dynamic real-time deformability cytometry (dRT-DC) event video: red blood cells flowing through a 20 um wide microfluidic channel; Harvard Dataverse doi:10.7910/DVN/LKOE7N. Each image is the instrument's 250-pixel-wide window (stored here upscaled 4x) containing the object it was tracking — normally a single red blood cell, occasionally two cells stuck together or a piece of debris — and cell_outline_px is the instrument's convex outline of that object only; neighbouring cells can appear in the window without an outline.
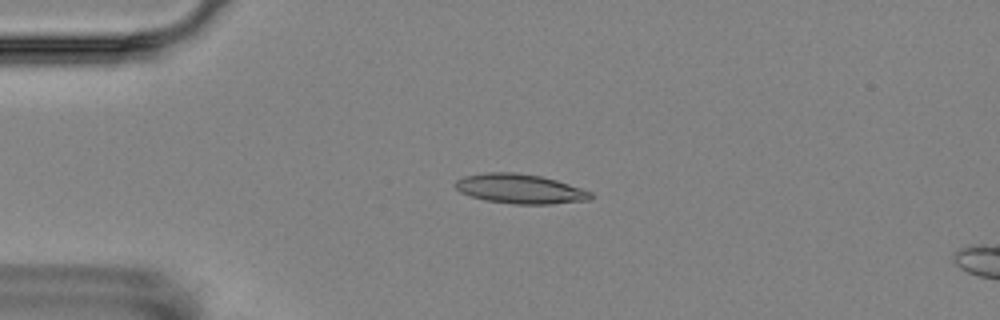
{"species": "Egyptian fruit bat (a non-hibernating species)", "species_latin": "Rousettus aegyptiacus", "temperature_condition": "room temperature", "stored_images_in_passage": 5, "camera_frame_rate_fps": 3000, "um_per_image_px": 0.085, "animal": {"sex": "female"}, "frame": {"image": 1, "passage_image": 3, "time_ms": 2.333, "image_size_px": [1000, 320], "cell_outline_px": [[592, 196], [588, 200], [552, 204], [512, 204], [484, 200], [460, 192], [452, 184], [456, 180], [464, 176], [488, 172], [516, 172], [540, 176], [556, 180], [592, 192]], "centroid_in_image_um": [44.16, 16.05], "position_along_channel_um": 40.8, "area_um2": 23.29}}